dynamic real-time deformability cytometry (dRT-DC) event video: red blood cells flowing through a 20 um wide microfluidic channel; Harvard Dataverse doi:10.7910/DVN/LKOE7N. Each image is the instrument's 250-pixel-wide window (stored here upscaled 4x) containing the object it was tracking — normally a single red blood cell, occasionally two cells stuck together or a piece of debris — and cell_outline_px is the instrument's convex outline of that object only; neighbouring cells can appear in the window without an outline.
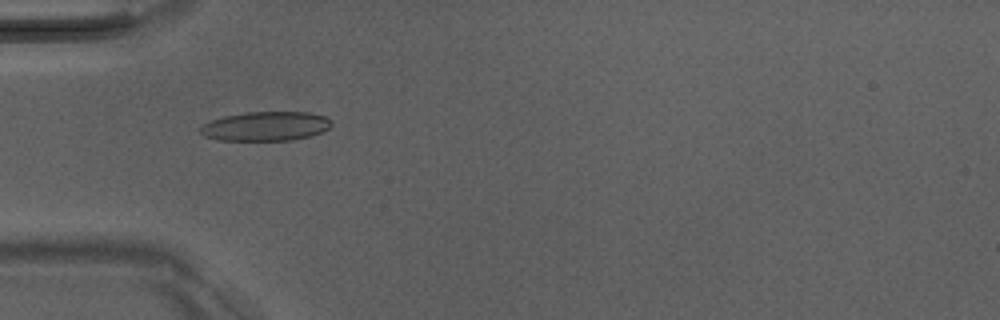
{"species": "Egyptian fruit bat (a non-hibernating species)", "species_latin": "Rousettus aegyptiacus", "temperature_condition": "room temperature", "stored_images_in_passage": 38, "camera_frame_rate_fps": 3000, "um_per_image_px": 0.085, "animal": {"sex": "male"}, "frame": {"image": 1, "passage_image": 4, "time_ms": 1.0, "image_size_px": [1000, 320], "cell_outline_px": [[332, 124], [328, 128], [312, 136], [292, 140], [216, 140], [204, 136], [196, 128], [208, 120], [224, 116], [244, 112], [308, 112], [324, 116], [332, 120]], "centroid_in_image_um": [22.52, 10.72], "position_along_channel_um": 62.5, "area_um2": 22.66}}
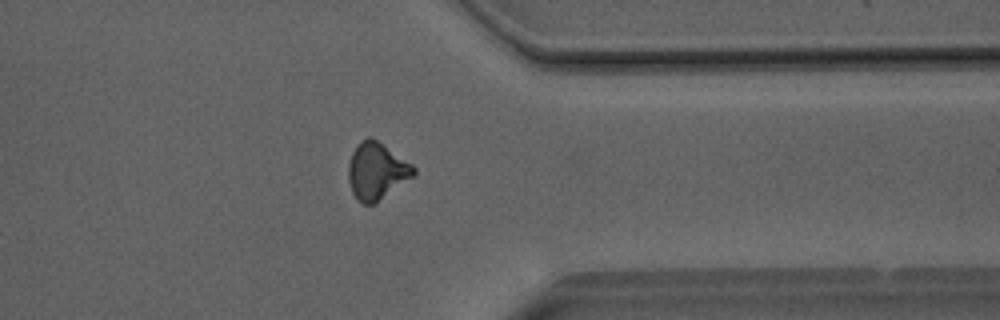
{"frame": {"image": 2, "passage_image": 28, "time_ms": 9.0, "image_size_px": [1000, 320], "cell_outline_px": [[416, 172], [412, 176], [372, 204], [360, 204], [356, 200], [352, 192], [348, 180], [348, 164], [352, 152], [356, 144], [368, 136], [372, 136], [412, 164], [416, 168]], "centroid_in_image_um": [31.96, 14.5], "position_along_channel_um": 379.4, "area_um2": 21.44}}
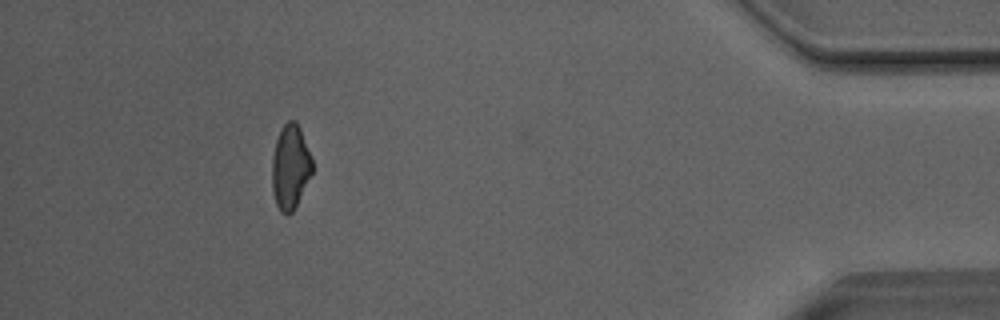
{"frame": {"image": 3, "passage_image": 34, "time_ms": 11.0, "image_size_px": [1000, 320], "cell_outline_px": [[312, 172], [292, 212], [288, 216], [280, 212], [276, 204], [272, 188], [272, 156], [276, 140], [280, 128], [288, 120], [296, 120], [300, 128], [312, 160]], "centroid_in_image_um": [24.65, 14.17], "position_along_channel_um": 410.6, "area_um2": 19.65}, "authors_computed_cell_mechanics": {"area_um2": 20.6924, "velocity_mm_per_s": 4.0711, "shape_relaxation_time_tau1_ms": 11.0772, "shape_relaxation_time_tau2_ms": 2.1695, "deformation_change_tau1": 0.2355, "deformation_change_tau2": 0.0865}}